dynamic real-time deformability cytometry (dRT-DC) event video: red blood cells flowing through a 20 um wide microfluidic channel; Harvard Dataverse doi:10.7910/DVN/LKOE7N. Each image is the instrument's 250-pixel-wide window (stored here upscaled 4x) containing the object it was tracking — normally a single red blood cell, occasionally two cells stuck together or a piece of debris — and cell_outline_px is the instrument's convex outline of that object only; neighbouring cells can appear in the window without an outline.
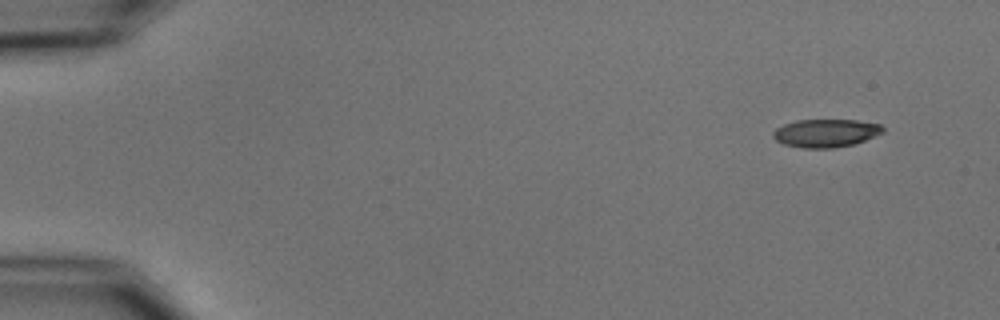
{"species": "common noctule bat (a hibernating species)", "species_latin": "Nyctalus noctula", "temperature_condition": "cold", "stored_images_in_passage": 4, "camera_frame_rate_fps": 3000, "um_per_image_px": 0.085, "animal": {"sex": "male", "body_mass_g": 15.6}, "frame": {"image": 1, "passage_image": 1, "time_ms": 0.0, "image_size_px": [1000, 320], "cell_outline_px": [[884, 132], [864, 140], [852, 144], [832, 148], [804, 148], [784, 144], [776, 140], [772, 136], [772, 132], [776, 128], [784, 124], [796, 120], [856, 120], [880, 124], [884, 128]], "centroid_in_image_um": [70.17, 11.3], "position_along_channel_um": 14.8, "area_um2": 17.86}}